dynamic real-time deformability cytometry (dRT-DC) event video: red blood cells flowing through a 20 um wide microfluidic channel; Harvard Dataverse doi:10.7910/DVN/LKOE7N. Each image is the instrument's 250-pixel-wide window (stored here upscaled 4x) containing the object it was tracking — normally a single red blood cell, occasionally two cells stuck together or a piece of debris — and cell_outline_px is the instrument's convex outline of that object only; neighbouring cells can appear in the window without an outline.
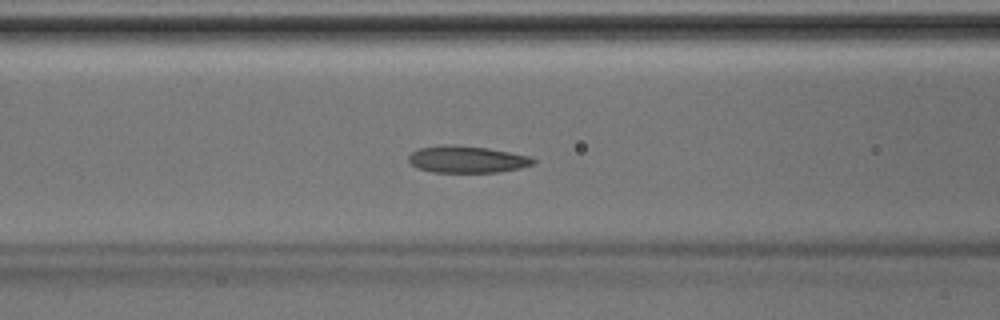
{"species": "Egyptian fruit bat (a non-hibernating species)", "species_latin": "Rousettus aegyptiacus", "temperature_condition": "room temperature", "stored_images_in_passage": 44, "camera_frame_rate_fps": 3000, "um_per_image_px": 0.085, "animal": {"sex": "male"}, "frame": {"image": 1, "passage_image": 18, "time_ms": 5.667, "image_size_px": [1000, 320], "cell_outline_px": [[536, 160], [532, 164], [520, 168], [496, 172], [432, 172], [416, 168], [408, 160], [408, 156], [412, 152], [420, 148], [444, 144], [448, 144], [488, 148], [532, 156]], "centroid_in_image_um": [39.68, 13.54], "position_along_channel_um": 126.9, "area_um2": 19.54}}
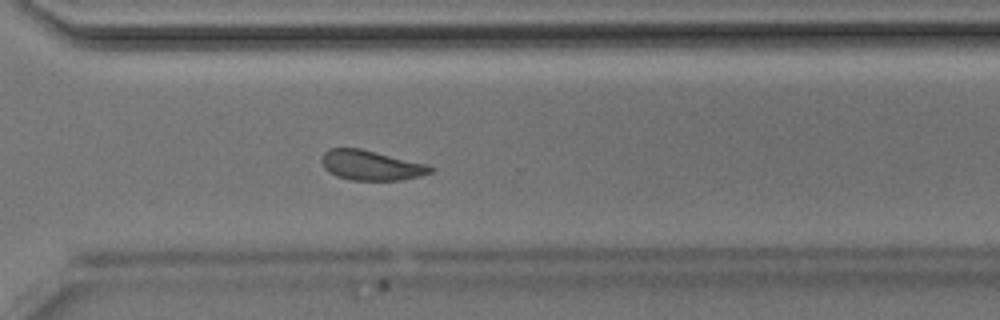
{"frame": {"image": 2, "passage_image": 32, "time_ms": 10.333, "image_size_px": [1000, 320], "cell_outline_px": [[436, 168], [432, 172], [420, 176], [400, 180], [352, 180], [336, 176], [324, 168], [320, 160], [320, 156], [328, 148], [360, 148], [428, 164]], "centroid_in_image_um": [31.53, 14.04], "position_along_channel_um": 339.1, "area_um2": 19.13}}
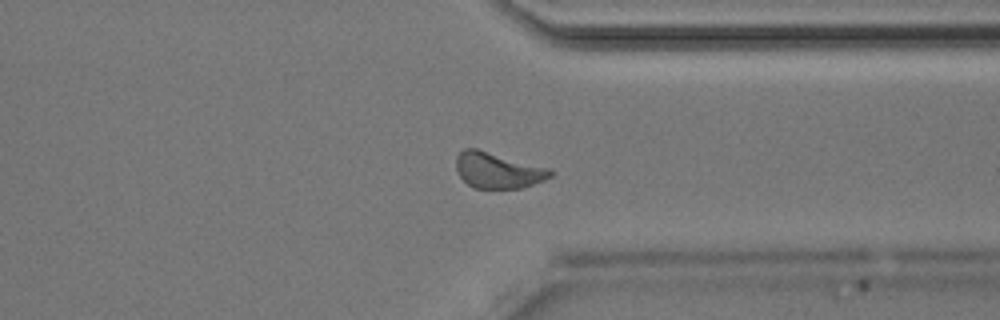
{"frame": {"image": 3, "passage_image": 34, "time_ms": 11.0, "image_size_px": [1000, 320], "cell_outline_px": [[556, 172], [552, 176], [544, 180], [520, 188], [472, 188], [460, 176], [456, 168], [456, 156], [464, 148], [476, 148], [548, 168]], "centroid_in_image_um": [42.31, 14.48], "position_along_channel_um": 369.1, "area_um2": 19.54}}